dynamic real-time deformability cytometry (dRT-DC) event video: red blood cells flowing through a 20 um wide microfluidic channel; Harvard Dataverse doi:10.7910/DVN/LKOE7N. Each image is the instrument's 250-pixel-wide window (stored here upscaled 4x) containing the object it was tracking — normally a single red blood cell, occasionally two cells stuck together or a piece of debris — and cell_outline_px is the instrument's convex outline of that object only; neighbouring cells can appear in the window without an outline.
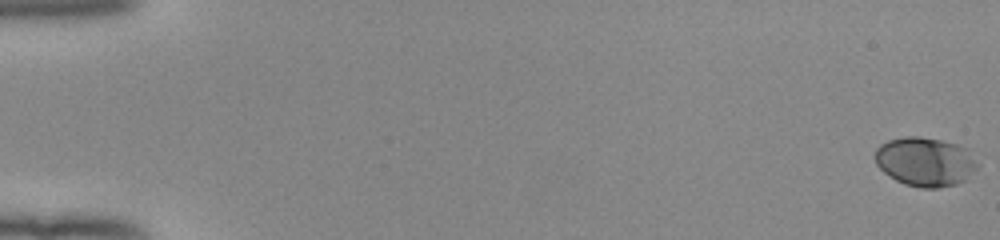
{"species": "human", "species_latin": "Homo sapiens", "temperature_condition": "room temperature", "stored_images_in_passage": 54, "camera_frame_rate_fps": 3000, "um_per_image_px": 0.085, "donor": {"sex": "female"}, "frame": {"image": 1, "passage_image": 1, "time_ms": 0.0, "image_size_px": [1000, 240], "cell_outline_px": [[980, 164], [964, 180], [956, 184], [936, 188], [920, 188], [904, 184], [888, 176], [876, 164], [876, 148], [880, 144], [888, 140], [904, 136], [920, 136], [940, 140], [956, 144], [968, 148]], "centroid_in_image_um": [78.64, 13.74], "position_along_channel_um": 6.4, "area_um2": 29.42}}
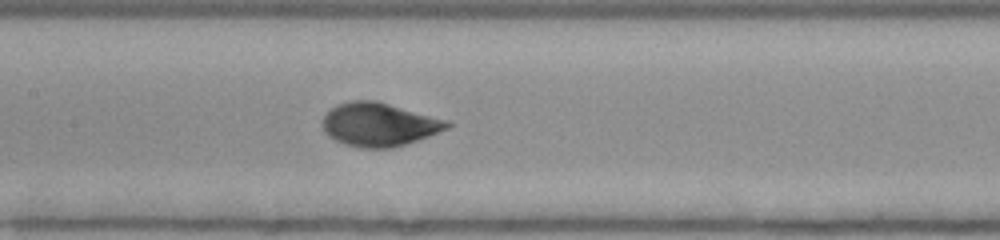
{"frame": {"image": 2, "passage_image": 28, "time_ms": 9.0, "image_size_px": [1000, 240], "cell_outline_px": [[452, 124], [448, 128], [428, 136], [392, 148], [360, 148], [344, 144], [328, 136], [324, 132], [324, 116], [336, 104], [348, 100], [376, 100], [448, 120]], "centroid_in_image_um": [32.21, 10.57], "position_along_channel_um": 175.2, "area_um2": 31.44}}
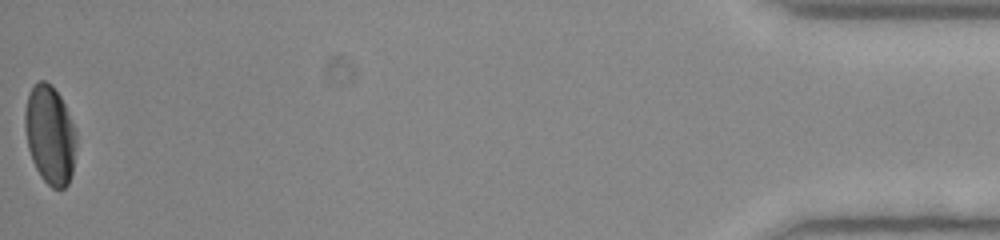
{"frame": {"image": 3, "passage_image": 54, "time_ms": 17.667, "image_size_px": [1000, 240], "cell_outline_px": [[76, 144], [72, 172], [68, 184], [64, 188], [52, 188], [40, 176], [32, 160], [28, 148], [24, 128], [24, 112], [28, 92], [40, 80], [44, 80], [52, 84], [60, 96], [76, 128]], "centroid_in_image_um": [4.24, 11.44], "position_along_channel_um": 431.0, "area_um2": 29.71}, "authors_computed_cell_mechanics": {"area_um2": 29.6514, "velocity_mm_per_s": 3.9827, "shape_relaxation_time_tau1_ms": 2.8653, "shape_relaxation_time_tau2_ms": null, "deformation_change_tau1": 0.1348, "deformation_change_tau2": null}}